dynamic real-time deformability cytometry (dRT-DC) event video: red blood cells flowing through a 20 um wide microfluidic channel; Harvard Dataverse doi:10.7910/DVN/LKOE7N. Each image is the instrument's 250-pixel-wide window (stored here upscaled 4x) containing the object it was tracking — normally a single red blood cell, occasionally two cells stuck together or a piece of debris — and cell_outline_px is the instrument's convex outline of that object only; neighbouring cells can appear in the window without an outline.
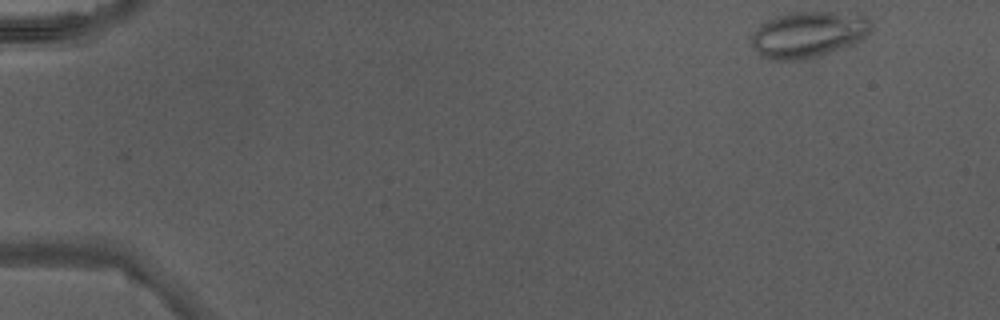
{"species": "Egyptian fruit bat (a non-hibernating species)", "species_latin": "Rousettus aegyptiacus", "temperature_condition": "warm", "stored_images_in_passage": 42, "camera_frame_rate_fps": 3000, "um_per_image_px": 0.085, "animal": {"sex": "male"}, "frame": {"image": 1, "passage_image": 1, "time_ms": 0.0, "image_size_px": [1000, 320], "cell_outline_px": [[872, 32], [856, 44], [804, 60], [768, 60], [760, 56], [752, 48], [752, 36], [756, 28], [760, 24], [768, 20], [788, 12], [832, 12], [864, 16], [872, 20]], "centroid_in_image_um": [68.72, 2.94], "position_along_channel_um": 16.3, "area_um2": 32.54}}
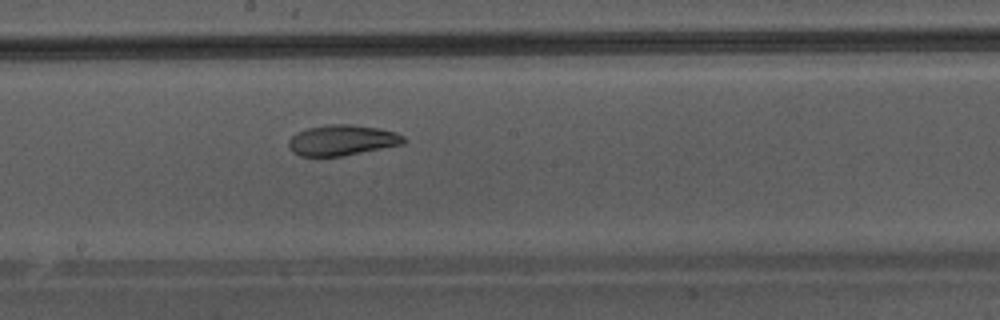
{"frame": {"image": 2, "passage_image": 24, "time_ms": 7.667, "image_size_px": [1000, 320], "cell_outline_px": [[408, 140], [404, 144], [340, 156], [300, 156], [292, 152], [288, 148], [288, 140], [296, 132], [308, 128], [328, 124], [352, 124], [376, 128], [396, 132], [404, 136]], "centroid_in_image_um": [29.06, 11.91], "position_along_channel_um": 219.1, "area_um2": 20.58}}
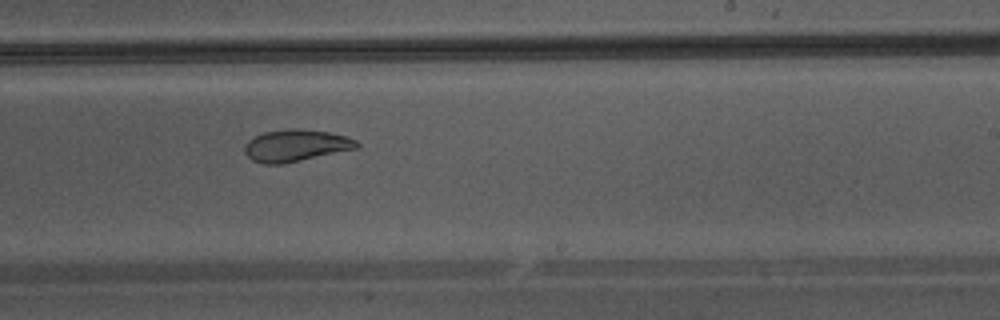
{"frame": {"image": 3, "passage_image": 27, "time_ms": 8.667, "image_size_px": [1000, 320], "cell_outline_px": [[360, 144], [356, 148], [300, 160], [280, 164], [264, 164], [252, 160], [244, 152], [244, 144], [248, 140], [264, 132], [288, 128], [296, 128], [328, 132], [348, 136], [356, 140]], "centroid_in_image_um": [25.11, 12.35], "position_along_channel_um": 263.9, "area_um2": 20.69}}